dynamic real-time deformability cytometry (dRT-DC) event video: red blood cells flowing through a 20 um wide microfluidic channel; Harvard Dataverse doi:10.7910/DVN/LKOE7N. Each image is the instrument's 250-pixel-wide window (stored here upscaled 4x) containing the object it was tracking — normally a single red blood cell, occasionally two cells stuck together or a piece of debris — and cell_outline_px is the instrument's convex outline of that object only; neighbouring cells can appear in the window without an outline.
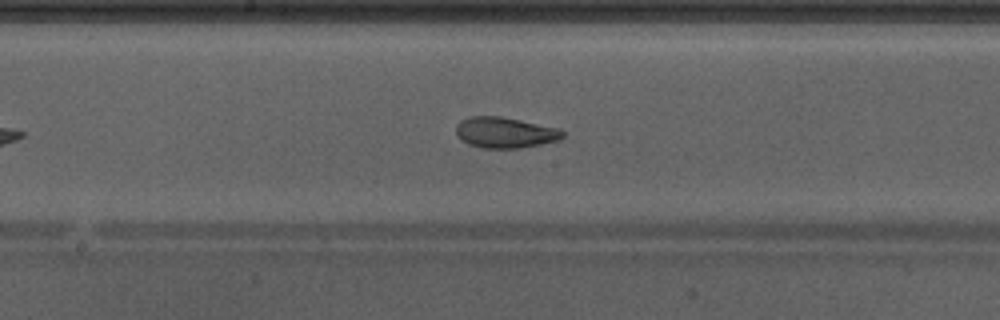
{"species": "Egyptian fruit bat (a non-hibernating species)", "species_latin": "Rousettus aegyptiacus", "temperature_condition": "warm", "stored_images_in_passage": 39, "camera_frame_rate_fps": 3000, "um_per_image_px": 0.085, "animal": {"sex": "male"}, "frame": {"image": 1, "passage_image": 17, "time_ms": 5.333, "image_size_px": [1000, 320], "cell_outline_px": [[564, 136], [560, 140], [520, 148], [480, 148], [468, 144], [456, 132], [456, 124], [460, 120], [468, 116], [500, 116], [560, 128], [564, 132]], "centroid_in_image_um": [42.94, 11.26], "position_along_channel_um": 205.3, "area_um2": 19.19}, "authors_computed_cell_mechanics": {"area_um2": 20.5768, "velocity_mm_per_s": 4.2747, "shape_relaxation_time_tau1_ms": 8.0045, "shape_relaxation_time_tau2_ms": 1.1851, "deformation_change_tau1": 0.2197, "deformation_change_tau2": 0.0779}}